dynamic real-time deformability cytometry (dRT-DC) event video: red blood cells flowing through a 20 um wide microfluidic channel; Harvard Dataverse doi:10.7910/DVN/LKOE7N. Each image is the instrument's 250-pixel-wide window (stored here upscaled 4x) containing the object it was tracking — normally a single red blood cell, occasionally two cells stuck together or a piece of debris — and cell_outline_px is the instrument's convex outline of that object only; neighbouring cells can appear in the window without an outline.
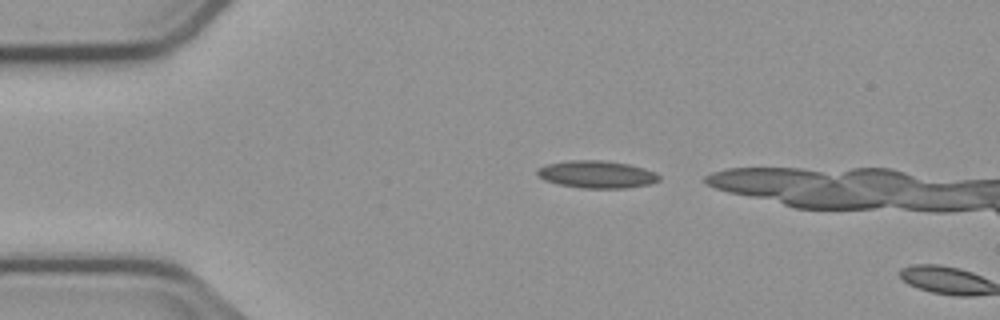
{"species": "common noctule bat (a hibernating species)", "species_latin": "Nyctalus noctula", "temperature_condition": "cold", "stored_images_in_passage": 2, "camera_frame_rate_fps": 3000, "um_per_image_px": 0.085, "animal": {"sex": "male", "body_mass_g": 23.1, "forearm_length_mm": 52.7}, "frame": {"image": 1, "passage_image": 1, "time_ms": 0.0, "image_size_px": [1000, 320], "cell_outline_px": [[660, 180], [648, 184], [624, 188], [584, 188], [560, 184], [544, 180], [536, 172], [536, 168], [544, 164], [568, 160], [604, 160], [628, 164], [644, 168], [656, 172], [660, 176]], "centroid_in_image_um": [50.7, 14.8], "position_along_channel_um": 34.3, "area_um2": 19.48}}